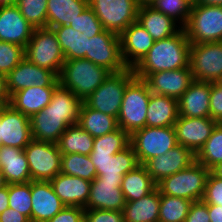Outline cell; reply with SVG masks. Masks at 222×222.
Instances as JSON below:
<instances>
[{
    "mask_svg": "<svg viewBox=\"0 0 222 222\" xmlns=\"http://www.w3.org/2000/svg\"><path fill=\"white\" fill-rule=\"evenodd\" d=\"M217 124L218 122L211 118L179 116L174 124L177 142L190 149L196 155Z\"/></svg>",
    "mask_w": 222,
    "mask_h": 222,
    "instance_id": "cell-18",
    "label": "cell"
},
{
    "mask_svg": "<svg viewBox=\"0 0 222 222\" xmlns=\"http://www.w3.org/2000/svg\"><path fill=\"white\" fill-rule=\"evenodd\" d=\"M210 172V169L195 161L189 167L163 178L157 183V188L161 194L168 196L181 197L192 202L202 200Z\"/></svg>",
    "mask_w": 222,
    "mask_h": 222,
    "instance_id": "cell-5",
    "label": "cell"
},
{
    "mask_svg": "<svg viewBox=\"0 0 222 222\" xmlns=\"http://www.w3.org/2000/svg\"><path fill=\"white\" fill-rule=\"evenodd\" d=\"M0 222H31V221L24 214L9 207L0 214Z\"/></svg>",
    "mask_w": 222,
    "mask_h": 222,
    "instance_id": "cell-50",
    "label": "cell"
},
{
    "mask_svg": "<svg viewBox=\"0 0 222 222\" xmlns=\"http://www.w3.org/2000/svg\"><path fill=\"white\" fill-rule=\"evenodd\" d=\"M190 67L150 74L145 81L151 93L168 96L177 101L193 81Z\"/></svg>",
    "mask_w": 222,
    "mask_h": 222,
    "instance_id": "cell-19",
    "label": "cell"
},
{
    "mask_svg": "<svg viewBox=\"0 0 222 222\" xmlns=\"http://www.w3.org/2000/svg\"><path fill=\"white\" fill-rule=\"evenodd\" d=\"M134 77L133 68L111 73L84 102L90 108L117 119L126 86Z\"/></svg>",
    "mask_w": 222,
    "mask_h": 222,
    "instance_id": "cell-8",
    "label": "cell"
},
{
    "mask_svg": "<svg viewBox=\"0 0 222 222\" xmlns=\"http://www.w3.org/2000/svg\"><path fill=\"white\" fill-rule=\"evenodd\" d=\"M121 54L127 68H134L153 46L154 40L136 21L120 34Z\"/></svg>",
    "mask_w": 222,
    "mask_h": 222,
    "instance_id": "cell-22",
    "label": "cell"
},
{
    "mask_svg": "<svg viewBox=\"0 0 222 222\" xmlns=\"http://www.w3.org/2000/svg\"><path fill=\"white\" fill-rule=\"evenodd\" d=\"M34 28L22 16L16 5L0 7V41L22 46L32 37Z\"/></svg>",
    "mask_w": 222,
    "mask_h": 222,
    "instance_id": "cell-21",
    "label": "cell"
},
{
    "mask_svg": "<svg viewBox=\"0 0 222 222\" xmlns=\"http://www.w3.org/2000/svg\"><path fill=\"white\" fill-rule=\"evenodd\" d=\"M50 183L65 206L81 208L86 206L91 187L90 181L77 176L59 173Z\"/></svg>",
    "mask_w": 222,
    "mask_h": 222,
    "instance_id": "cell-25",
    "label": "cell"
},
{
    "mask_svg": "<svg viewBox=\"0 0 222 222\" xmlns=\"http://www.w3.org/2000/svg\"><path fill=\"white\" fill-rule=\"evenodd\" d=\"M69 26H71L74 30L79 31L81 34H85L88 39L102 33L105 30L89 5Z\"/></svg>",
    "mask_w": 222,
    "mask_h": 222,
    "instance_id": "cell-44",
    "label": "cell"
},
{
    "mask_svg": "<svg viewBox=\"0 0 222 222\" xmlns=\"http://www.w3.org/2000/svg\"><path fill=\"white\" fill-rule=\"evenodd\" d=\"M137 22L148 32L154 41L169 38L181 29L180 26L176 25L178 22L152 6L139 7Z\"/></svg>",
    "mask_w": 222,
    "mask_h": 222,
    "instance_id": "cell-28",
    "label": "cell"
},
{
    "mask_svg": "<svg viewBox=\"0 0 222 222\" xmlns=\"http://www.w3.org/2000/svg\"><path fill=\"white\" fill-rule=\"evenodd\" d=\"M178 117L179 108L176 99L151 93L148 102L146 126H174Z\"/></svg>",
    "mask_w": 222,
    "mask_h": 222,
    "instance_id": "cell-29",
    "label": "cell"
},
{
    "mask_svg": "<svg viewBox=\"0 0 222 222\" xmlns=\"http://www.w3.org/2000/svg\"><path fill=\"white\" fill-rule=\"evenodd\" d=\"M151 91L144 79L134 77L126 86L118 114V127L131 135L146 126Z\"/></svg>",
    "mask_w": 222,
    "mask_h": 222,
    "instance_id": "cell-4",
    "label": "cell"
},
{
    "mask_svg": "<svg viewBox=\"0 0 222 222\" xmlns=\"http://www.w3.org/2000/svg\"><path fill=\"white\" fill-rule=\"evenodd\" d=\"M94 137L78 124L68 126L57 143L61 154L78 153L90 155L93 150Z\"/></svg>",
    "mask_w": 222,
    "mask_h": 222,
    "instance_id": "cell-34",
    "label": "cell"
},
{
    "mask_svg": "<svg viewBox=\"0 0 222 222\" xmlns=\"http://www.w3.org/2000/svg\"><path fill=\"white\" fill-rule=\"evenodd\" d=\"M48 0H17L16 6L34 29L47 27Z\"/></svg>",
    "mask_w": 222,
    "mask_h": 222,
    "instance_id": "cell-39",
    "label": "cell"
},
{
    "mask_svg": "<svg viewBox=\"0 0 222 222\" xmlns=\"http://www.w3.org/2000/svg\"><path fill=\"white\" fill-rule=\"evenodd\" d=\"M88 6V0H48L47 27L66 26Z\"/></svg>",
    "mask_w": 222,
    "mask_h": 222,
    "instance_id": "cell-31",
    "label": "cell"
},
{
    "mask_svg": "<svg viewBox=\"0 0 222 222\" xmlns=\"http://www.w3.org/2000/svg\"><path fill=\"white\" fill-rule=\"evenodd\" d=\"M156 188L157 183L151 178L143 165H138L122 178L121 190L125 201L139 200Z\"/></svg>",
    "mask_w": 222,
    "mask_h": 222,
    "instance_id": "cell-32",
    "label": "cell"
},
{
    "mask_svg": "<svg viewBox=\"0 0 222 222\" xmlns=\"http://www.w3.org/2000/svg\"><path fill=\"white\" fill-rule=\"evenodd\" d=\"M60 173L77 176L92 182L97 177L96 168L89 155L62 154Z\"/></svg>",
    "mask_w": 222,
    "mask_h": 222,
    "instance_id": "cell-36",
    "label": "cell"
},
{
    "mask_svg": "<svg viewBox=\"0 0 222 222\" xmlns=\"http://www.w3.org/2000/svg\"><path fill=\"white\" fill-rule=\"evenodd\" d=\"M7 185L6 181H5V178H4V175L0 169V189L5 187Z\"/></svg>",
    "mask_w": 222,
    "mask_h": 222,
    "instance_id": "cell-58",
    "label": "cell"
},
{
    "mask_svg": "<svg viewBox=\"0 0 222 222\" xmlns=\"http://www.w3.org/2000/svg\"><path fill=\"white\" fill-rule=\"evenodd\" d=\"M121 183L101 181L96 177L91 182L89 197L84 209L123 211L126 201L121 190Z\"/></svg>",
    "mask_w": 222,
    "mask_h": 222,
    "instance_id": "cell-24",
    "label": "cell"
},
{
    "mask_svg": "<svg viewBox=\"0 0 222 222\" xmlns=\"http://www.w3.org/2000/svg\"><path fill=\"white\" fill-rule=\"evenodd\" d=\"M66 60L85 58L87 53V39L85 34L74 30L71 26H57L52 28Z\"/></svg>",
    "mask_w": 222,
    "mask_h": 222,
    "instance_id": "cell-35",
    "label": "cell"
},
{
    "mask_svg": "<svg viewBox=\"0 0 222 222\" xmlns=\"http://www.w3.org/2000/svg\"><path fill=\"white\" fill-rule=\"evenodd\" d=\"M77 124L92 137H100L119 128L115 117L90 108L84 101Z\"/></svg>",
    "mask_w": 222,
    "mask_h": 222,
    "instance_id": "cell-33",
    "label": "cell"
},
{
    "mask_svg": "<svg viewBox=\"0 0 222 222\" xmlns=\"http://www.w3.org/2000/svg\"><path fill=\"white\" fill-rule=\"evenodd\" d=\"M31 180L51 181L61 171V157L58 145L32 139L24 148Z\"/></svg>",
    "mask_w": 222,
    "mask_h": 222,
    "instance_id": "cell-12",
    "label": "cell"
},
{
    "mask_svg": "<svg viewBox=\"0 0 222 222\" xmlns=\"http://www.w3.org/2000/svg\"><path fill=\"white\" fill-rule=\"evenodd\" d=\"M194 3L203 5L222 6V0H196Z\"/></svg>",
    "mask_w": 222,
    "mask_h": 222,
    "instance_id": "cell-54",
    "label": "cell"
},
{
    "mask_svg": "<svg viewBox=\"0 0 222 222\" xmlns=\"http://www.w3.org/2000/svg\"><path fill=\"white\" fill-rule=\"evenodd\" d=\"M83 101L60 84L50 103L30 119L32 139L57 144L68 126L78 123Z\"/></svg>",
    "mask_w": 222,
    "mask_h": 222,
    "instance_id": "cell-1",
    "label": "cell"
},
{
    "mask_svg": "<svg viewBox=\"0 0 222 222\" xmlns=\"http://www.w3.org/2000/svg\"><path fill=\"white\" fill-rule=\"evenodd\" d=\"M106 31L120 35L137 21L139 6L136 0H88Z\"/></svg>",
    "mask_w": 222,
    "mask_h": 222,
    "instance_id": "cell-10",
    "label": "cell"
},
{
    "mask_svg": "<svg viewBox=\"0 0 222 222\" xmlns=\"http://www.w3.org/2000/svg\"><path fill=\"white\" fill-rule=\"evenodd\" d=\"M130 144L139 164L143 165L147 160L171 150L178 142L174 126H145L130 135Z\"/></svg>",
    "mask_w": 222,
    "mask_h": 222,
    "instance_id": "cell-9",
    "label": "cell"
},
{
    "mask_svg": "<svg viewBox=\"0 0 222 222\" xmlns=\"http://www.w3.org/2000/svg\"><path fill=\"white\" fill-rule=\"evenodd\" d=\"M196 161L208 169L222 161V123H218L203 147L196 154Z\"/></svg>",
    "mask_w": 222,
    "mask_h": 222,
    "instance_id": "cell-38",
    "label": "cell"
},
{
    "mask_svg": "<svg viewBox=\"0 0 222 222\" xmlns=\"http://www.w3.org/2000/svg\"><path fill=\"white\" fill-rule=\"evenodd\" d=\"M85 59L106 68L111 73L127 69L121 54L120 35L106 30L87 39Z\"/></svg>",
    "mask_w": 222,
    "mask_h": 222,
    "instance_id": "cell-13",
    "label": "cell"
},
{
    "mask_svg": "<svg viewBox=\"0 0 222 222\" xmlns=\"http://www.w3.org/2000/svg\"><path fill=\"white\" fill-rule=\"evenodd\" d=\"M190 46L184 28L169 38L154 41L144 58L133 68L134 75L145 80L152 73L188 67Z\"/></svg>",
    "mask_w": 222,
    "mask_h": 222,
    "instance_id": "cell-2",
    "label": "cell"
},
{
    "mask_svg": "<svg viewBox=\"0 0 222 222\" xmlns=\"http://www.w3.org/2000/svg\"><path fill=\"white\" fill-rule=\"evenodd\" d=\"M85 222H125L123 211L85 209Z\"/></svg>",
    "mask_w": 222,
    "mask_h": 222,
    "instance_id": "cell-46",
    "label": "cell"
},
{
    "mask_svg": "<svg viewBox=\"0 0 222 222\" xmlns=\"http://www.w3.org/2000/svg\"><path fill=\"white\" fill-rule=\"evenodd\" d=\"M56 87L31 86L10 96L9 104L29 118L43 110L49 103Z\"/></svg>",
    "mask_w": 222,
    "mask_h": 222,
    "instance_id": "cell-27",
    "label": "cell"
},
{
    "mask_svg": "<svg viewBox=\"0 0 222 222\" xmlns=\"http://www.w3.org/2000/svg\"><path fill=\"white\" fill-rule=\"evenodd\" d=\"M25 58L58 76L66 60L55 32L48 27L34 29L25 47Z\"/></svg>",
    "mask_w": 222,
    "mask_h": 222,
    "instance_id": "cell-6",
    "label": "cell"
},
{
    "mask_svg": "<svg viewBox=\"0 0 222 222\" xmlns=\"http://www.w3.org/2000/svg\"><path fill=\"white\" fill-rule=\"evenodd\" d=\"M210 118L222 123V82H211Z\"/></svg>",
    "mask_w": 222,
    "mask_h": 222,
    "instance_id": "cell-47",
    "label": "cell"
},
{
    "mask_svg": "<svg viewBox=\"0 0 222 222\" xmlns=\"http://www.w3.org/2000/svg\"><path fill=\"white\" fill-rule=\"evenodd\" d=\"M130 144V135L118 128L100 137H94L91 152H119Z\"/></svg>",
    "mask_w": 222,
    "mask_h": 222,
    "instance_id": "cell-42",
    "label": "cell"
},
{
    "mask_svg": "<svg viewBox=\"0 0 222 222\" xmlns=\"http://www.w3.org/2000/svg\"><path fill=\"white\" fill-rule=\"evenodd\" d=\"M211 172L217 176L218 178L222 179V161L219 162L217 165H215L212 169Z\"/></svg>",
    "mask_w": 222,
    "mask_h": 222,
    "instance_id": "cell-55",
    "label": "cell"
},
{
    "mask_svg": "<svg viewBox=\"0 0 222 222\" xmlns=\"http://www.w3.org/2000/svg\"><path fill=\"white\" fill-rule=\"evenodd\" d=\"M10 96L7 91L6 76L0 74V105L4 106L9 104Z\"/></svg>",
    "mask_w": 222,
    "mask_h": 222,
    "instance_id": "cell-51",
    "label": "cell"
},
{
    "mask_svg": "<svg viewBox=\"0 0 222 222\" xmlns=\"http://www.w3.org/2000/svg\"><path fill=\"white\" fill-rule=\"evenodd\" d=\"M9 207L27 216L31 221V181L19 184H8Z\"/></svg>",
    "mask_w": 222,
    "mask_h": 222,
    "instance_id": "cell-41",
    "label": "cell"
},
{
    "mask_svg": "<svg viewBox=\"0 0 222 222\" xmlns=\"http://www.w3.org/2000/svg\"><path fill=\"white\" fill-rule=\"evenodd\" d=\"M6 82L9 96L34 85L38 87H57L59 85L56 73L33 64L25 57L6 76Z\"/></svg>",
    "mask_w": 222,
    "mask_h": 222,
    "instance_id": "cell-15",
    "label": "cell"
},
{
    "mask_svg": "<svg viewBox=\"0 0 222 222\" xmlns=\"http://www.w3.org/2000/svg\"><path fill=\"white\" fill-rule=\"evenodd\" d=\"M196 161V155L188 148L178 144L164 154L147 160L143 166L156 182L171 176Z\"/></svg>",
    "mask_w": 222,
    "mask_h": 222,
    "instance_id": "cell-17",
    "label": "cell"
},
{
    "mask_svg": "<svg viewBox=\"0 0 222 222\" xmlns=\"http://www.w3.org/2000/svg\"><path fill=\"white\" fill-rule=\"evenodd\" d=\"M211 82L193 80L178 100L179 116L210 118Z\"/></svg>",
    "mask_w": 222,
    "mask_h": 222,
    "instance_id": "cell-23",
    "label": "cell"
},
{
    "mask_svg": "<svg viewBox=\"0 0 222 222\" xmlns=\"http://www.w3.org/2000/svg\"><path fill=\"white\" fill-rule=\"evenodd\" d=\"M202 200L207 204L222 206V179L209 173Z\"/></svg>",
    "mask_w": 222,
    "mask_h": 222,
    "instance_id": "cell-45",
    "label": "cell"
},
{
    "mask_svg": "<svg viewBox=\"0 0 222 222\" xmlns=\"http://www.w3.org/2000/svg\"><path fill=\"white\" fill-rule=\"evenodd\" d=\"M31 222H48L65 205L49 181L31 180Z\"/></svg>",
    "mask_w": 222,
    "mask_h": 222,
    "instance_id": "cell-20",
    "label": "cell"
},
{
    "mask_svg": "<svg viewBox=\"0 0 222 222\" xmlns=\"http://www.w3.org/2000/svg\"><path fill=\"white\" fill-rule=\"evenodd\" d=\"M0 169L7 184H19L31 181V173L24 149L0 147Z\"/></svg>",
    "mask_w": 222,
    "mask_h": 222,
    "instance_id": "cell-26",
    "label": "cell"
},
{
    "mask_svg": "<svg viewBox=\"0 0 222 222\" xmlns=\"http://www.w3.org/2000/svg\"><path fill=\"white\" fill-rule=\"evenodd\" d=\"M9 208L8 204V184L0 189V214Z\"/></svg>",
    "mask_w": 222,
    "mask_h": 222,
    "instance_id": "cell-53",
    "label": "cell"
},
{
    "mask_svg": "<svg viewBox=\"0 0 222 222\" xmlns=\"http://www.w3.org/2000/svg\"><path fill=\"white\" fill-rule=\"evenodd\" d=\"M24 57L22 46L0 41V74L7 76Z\"/></svg>",
    "mask_w": 222,
    "mask_h": 222,
    "instance_id": "cell-43",
    "label": "cell"
},
{
    "mask_svg": "<svg viewBox=\"0 0 222 222\" xmlns=\"http://www.w3.org/2000/svg\"><path fill=\"white\" fill-rule=\"evenodd\" d=\"M84 211L81 207L65 206L48 222H81L84 219Z\"/></svg>",
    "mask_w": 222,
    "mask_h": 222,
    "instance_id": "cell-48",
    "label": "cell"
},
{
    "mask_svg": "<svg viewBox=\"0 0 222 222\" xmlns=\"http://www.w3.org/2000/svg\"><path fill=\"white\" fill-rule=\"evenodd\" d=\"M89 156L101 181L122 182L126 173L140 165L131 144L119 152H91Z\"/></svg>",
    "mask_w": 222,
    "mask_h": 222,
    "instance_id": "cell-14",
    "label": "cell"
},
{
    "mask_svg": "<svg viewBox=\"0 0 222 222\" xmlns=\"http://www.w3.org/2000/svg\"><path fill=\"white\" fill-rule=\"evenodd\" d=\"M160 191L156 188L148 195L135 201H126L123 209L125 222H158Z\"/></svg>",
    "mask_w": 222,
    "mask_h": 222,
    "instance_id": "cell-30",
    "label": "cell"
},
{
    "mask_svg": "<svg viewBox=\"0 0 222 222\" xmlns=\"http://www.w3.org/2000/svg\"><path fill=\"white\" fill-rule=\"evenodd\" d=\"M184 222H210L207 203L203 200L193 201Z\"/></svg>",
    "mask_w": 222,
    "mask_h": 222,
    "instance_id": "cell-49",
    "label": "cell"
},
{
    "mask_svg": "<svg viewBox=\"0 0 222 222\" xmlns=\"http://www.w3.org/2000/svg\"><path fill=\"white\" fill-rule=\"evenodd\" d=\"M0 138L4 146L24 149L32 140L30 119L10 104L0 108Z\"/></svg>",
    "mask_w": 222,
    "mask_h": 222,
    "instance_id": "cell-16",
    "label": "cell"
},
{
    "mask_svg": "<svg viewBox=\"0 0 222 222\" xmlns=\"http://www.w3.org/2000/svg\"><path fill=\"white\" fill-rule=\"evenodd\" d=\"M184 30L191 44L222 41V6L193 3Z\"/></svg>",
    "mask_w": 222,
    "mask_h": 222,
    "instance_id": "cell-7",
    "label": "cell"
},
{
    "mask_svg": "<svg viewBox=\"0 0 222 222\" xmlns=\"http://www.w3.org/2000/svg\"><path fill=\"white\" fill-rule=\"evenodd\" d=\"M111 74L88 59L65 60L58 76L59 84L85 101Z\"/></svg>",
    "mask_w": 222,
    "mask_h": 222,
    "instance_id": "cell-3",
    "label": "cell"
},
{
    "mask_svg": "<svg viewBox=\"0 0 222 222\" xmlns=\"http://www.w3.org/2000/svg\"><path fill=\"white\" fill-rule=\"evenodd\" d=\"M139 7L152 6L156 0H136Z\"/></svg>",
    "mask_w": 222,
    "mask_h": 222,
    "instance_id": "cell-56",
    "label": "cell"
},
{
    "mask_svg": "<svg viewBox=\"0 0 222 222\" xmlns=\"http://www.w3.org/2000/svg\"><path fill=\"white\" fill-rule=\"evenodd\" d=\"M189 67L194 80L222 81V41L191 44Z\"/></svg>",
    "mask_w": 222,
    "mask_h": 222,
    "instance_id": "cell-11",
    "label": "cell"
},
{
    "mask_svg": "<svg viewBox=\"0 0 222 222\" xmlns=\"http://www.w3.org/2000/svg\"><path fill=\"white\" fill-rule=\"evenodd\" d=\"M192 5L190 0H156L152 7L174 21H179L181 28H184L189 20Z\"/></svg>",
    "mask_w": 222,
    "mask_h": 222,
    "instance_id": "cell-40",
    "label": "cell"
},
{
    "mask_svg": "<svg viewBox=\"0 0 222 222\" xmlns=\"http://www.w3.org/2000/svg\"><path fill=\"white\" fill-rule=\"evenodd\" d=\"M191 204V200L160 193L158 222H184Z\"/></svg>",
    "mask_w": 222,
    "mask_h": 222,
    "instance_id": "cell-37",
    "label": "cell"
},
{
    "mask_svg": "<svg viewBox=\"0 0 222 222\" xmlns=\"http://www.w3.org/2000/svg\"><path fill=\"white\" fill-rule=\"evenodd\" d=\"M210 222H222V206L207 204Z\"/></svg>",
    "mask_w": 222,
    "mask_h": 222,
    "instance_id": "cell-52",
    "label": "cell"
},
{
    "mask_svg": "<svg viewBox=\"0 0 222 222\" xmlns=\"http://www.w3.org/2000/svg\"><path fill=\"white\" fill-rule=\"evenodd\" d=\"M17 0H0V7L16 5Z\"/></svg>",
    "mask_w": 222,
    "mask_h": 222,
    "instance_id": "cell-57",
    "label": "cell"
}]
</instances>
